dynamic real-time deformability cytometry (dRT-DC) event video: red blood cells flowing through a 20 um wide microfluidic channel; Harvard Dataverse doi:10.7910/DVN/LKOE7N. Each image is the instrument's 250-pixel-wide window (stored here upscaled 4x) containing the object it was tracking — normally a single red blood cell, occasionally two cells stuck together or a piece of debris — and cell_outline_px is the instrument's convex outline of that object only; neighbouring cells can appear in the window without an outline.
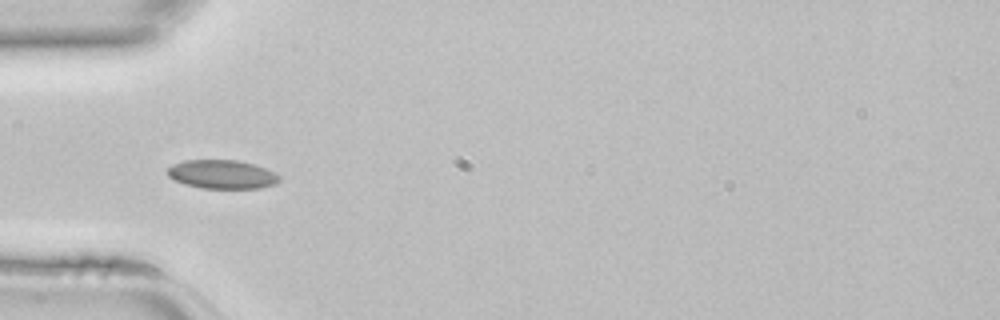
{"species": "common noctule bat (a hibernating species)", "species_latin": "Nyctalus noctula", "temperature_condition": "room temperature", "stored_images_in_passage": 32, "camera_frame_rate_fps": 3000, "um_per_image_px": 0.085, "animal": {"sex": "female", "body_mass_g": 22.7, "forearm_length_mm": 54.2}, "frame": {"image": 1, "passage_image": 1, "time_ms": 0.0, "image_size_px": [1000, 320], "cell_outline_px": [[280, 180], [276, 184], [260, 188], [200, 188], [184, 184], [168, 176], [168, 168], [172, 164], [184, 160], [236, 160], [252, 164], [264, 168], [280, 176]], "centroid_in_image_um": [18.86, 14.82], "position_along_channel_um": 66.1, "area_um2": 18.61}}
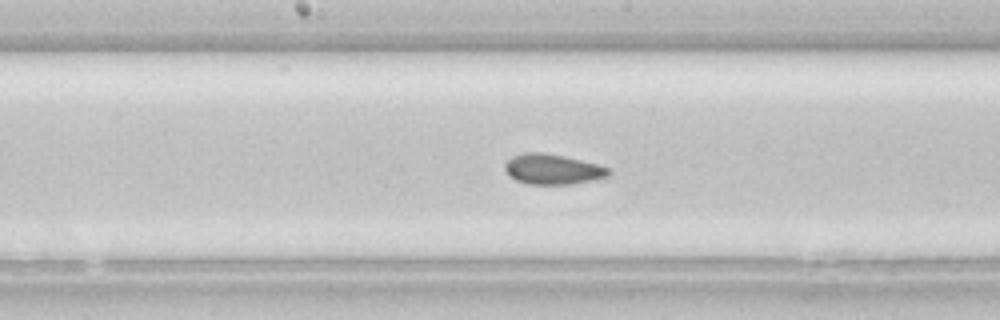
{"frame": {"image": 2, "passage_image": 10, "time_ms": 3.0, "image_size_px": [1000, 320], "cell_outline_px": [[612, 172], [608, 176], [572, 184], [528, 184], [516, 180], [504, 168], [504, 164], [512, 156], [524, 152], [544, 152], [564, 156], [596, 164], [608, 168]], "centroid_in_image_um": [46.96, 14.37], "position_along_channel_um": 201.2, "area_um2": 18.09}}